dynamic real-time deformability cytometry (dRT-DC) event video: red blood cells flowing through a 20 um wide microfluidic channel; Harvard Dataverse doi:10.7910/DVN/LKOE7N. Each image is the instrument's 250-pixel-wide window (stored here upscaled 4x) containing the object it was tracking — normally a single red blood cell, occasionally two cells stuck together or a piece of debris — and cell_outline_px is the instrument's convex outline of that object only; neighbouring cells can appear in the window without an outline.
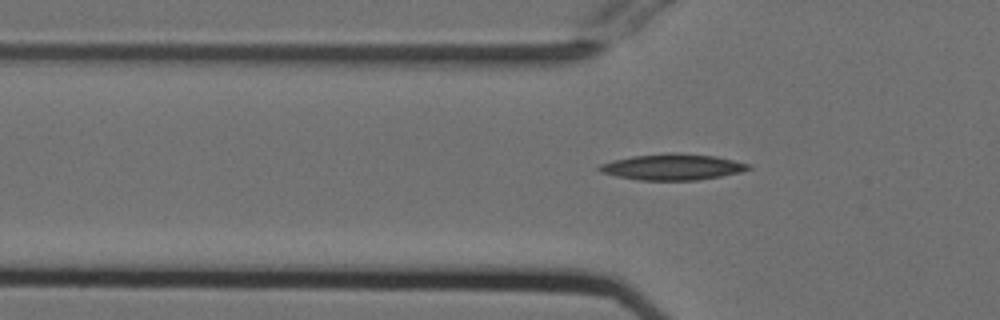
{"species": "Egyptian fruit bat (a non-hibernating species)", "species_latin": "Rousettus aegyptiacus", "temperature_condition": "cold", "stored_images_in_passage": 53, "camera_frame_rate_fps": 3000, "um_per_image_px": 0.085, "animal": {"sex": "female"}, "frame": {"image": 1, "passage_image": 17, "time_ms": 5.333, "image_size_px": [1000, 320], "cell_outline_px": [[752, 168], [740, 172], [720, 176], [696, 180], [640, 180], [616, 176], [600, 172], [596, 168], [600, 164], [612, 160], [632, 156], [664, 152], [680, 152], [716, 156], [752, 164]], "centroid_in_image_um": [57.16, 14.17], "position_along_channel_um": 68.6, "area_um2": 22.95}}
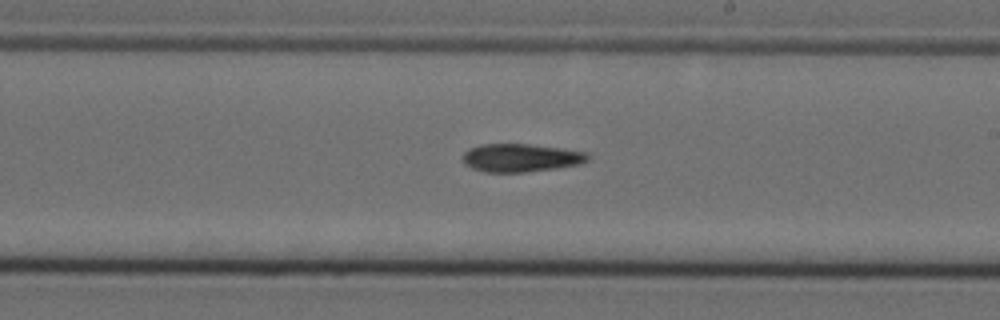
{"frame": {"image": 2, "passage_image": 31, "time_ms": 10.0, "image_size_px": [1000, 320], "cell_outline_px": [[592, 156], [588, 160], [580, 164], [556, 168], [524, 172], [484, 172], [472, 168], [464, 164], [460, 160], [464, 152], [468, 148], [480, 144], [528, 144], [560, 148], [588, 152]], "centroid_in_image_um": [44.24, 13.41], "position_along_channel_um": 244.8, "area_um2": 20.75}}
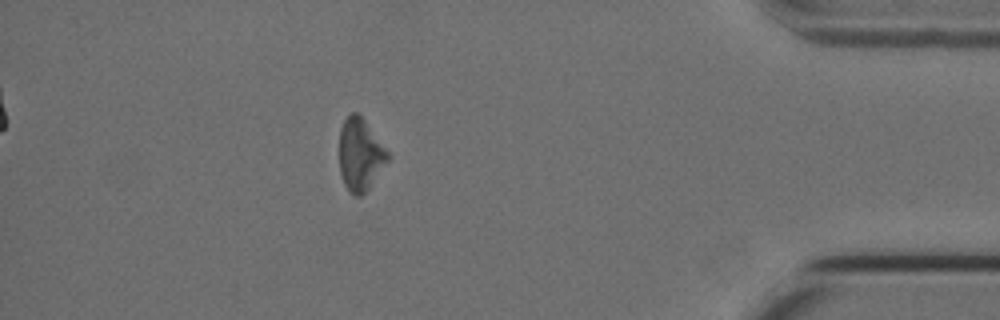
{"frame": {"image": 3, "passage_image": 47, "time_ms": 15.333, "image_size_px": [1000, 320], "cell_outline_px": [[392, 156], [368, 188], [360, 196], [352, 196], [348, 192], [344, 184], [340, 172], [340, 128], [344, 120], [352, 112], [356, 112], [364, 120]], "centroid_in_image_um": [30.62, 13.16], "position_along_channel_um": 404.6, "area_um2": 20.29}}